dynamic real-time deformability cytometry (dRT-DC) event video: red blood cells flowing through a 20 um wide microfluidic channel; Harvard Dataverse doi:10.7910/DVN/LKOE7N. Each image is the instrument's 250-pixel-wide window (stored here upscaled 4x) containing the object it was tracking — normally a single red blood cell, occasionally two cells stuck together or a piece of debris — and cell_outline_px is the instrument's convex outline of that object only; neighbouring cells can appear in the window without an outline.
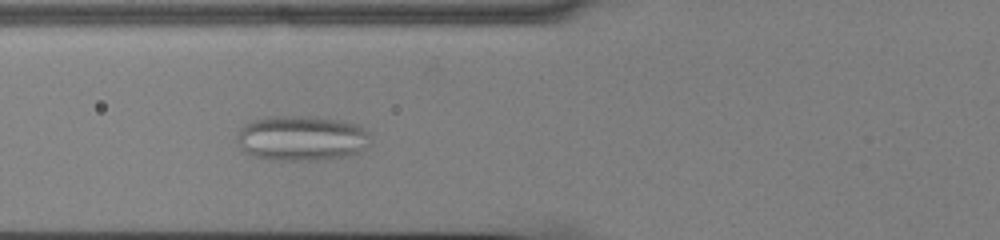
{"species": "common noctule bat (a hibernating species)", "species_latin": "Nyctalus noctula", "temperature_condition": "cold", "stored_images_in_passage": 49, "camera_frame_rate_fps": 3000, "um_per_image_px": 0.085, "animal": {"sex": "male", "body_mass_g": 13.0, "forearm_length_mm": 53.1}, "frame": {"image": 1, "passage_image": 15, "time_ms": 4.667, "image_size_px": [1000, 240], "cell_outline_px": [[372, 144], [360, 152], [348, 156], [308, 160], [272, 160], [256, 156], [244, 152], [240, 148], [236, 140], [236, 136], [240, 128], [244, 124], [252, 120], [268, 116], [308, 116], [340, 120], [360, 124], [368, 132]], "centroid_in_image_um": [25.65, 11.74], "position_along_channel_um": 100.2, "area_um2": 35.6}}
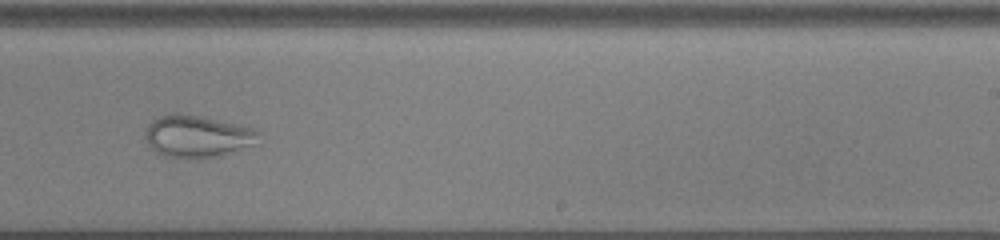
{"frame": {"image": 2, "passage_image": 29, "time_ms": 9.333, "image_size_px": [1000, 240], "cell_outline_px": [[260, 132], [252, 144], [220, 156], [164, 156], [156, 152], [148, 144], [144, 136], [148, 124], [152, 120], [168, 112], [172, 112], [204, 116], [252, 128]], "centroid_in_image_um": [16.7, 11.53], "position_along_channel_um": 272.3, "area_um2": 27.17}}
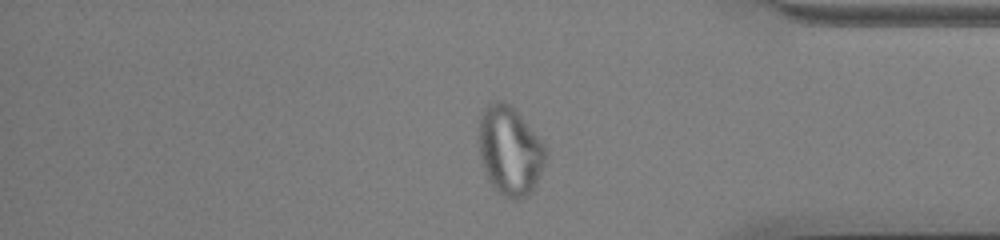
{"frame": {"image": 3, "passage_image": 40, "time_ms": 13.0, "image_size_px": [1000, 240], "cell_outline_px": [[548, 156], [536, 184], [532, 192], [516, 200], [512, 200], [504, 196], [488, 180], [480, 156], [480, 112], [492, 100], [500, 100], [516, 108], [548, 148]], "centroid_in_image_um": [43.38, 12.78], "position_along_channel_um": 391.8, "area_um2": 34.91}}